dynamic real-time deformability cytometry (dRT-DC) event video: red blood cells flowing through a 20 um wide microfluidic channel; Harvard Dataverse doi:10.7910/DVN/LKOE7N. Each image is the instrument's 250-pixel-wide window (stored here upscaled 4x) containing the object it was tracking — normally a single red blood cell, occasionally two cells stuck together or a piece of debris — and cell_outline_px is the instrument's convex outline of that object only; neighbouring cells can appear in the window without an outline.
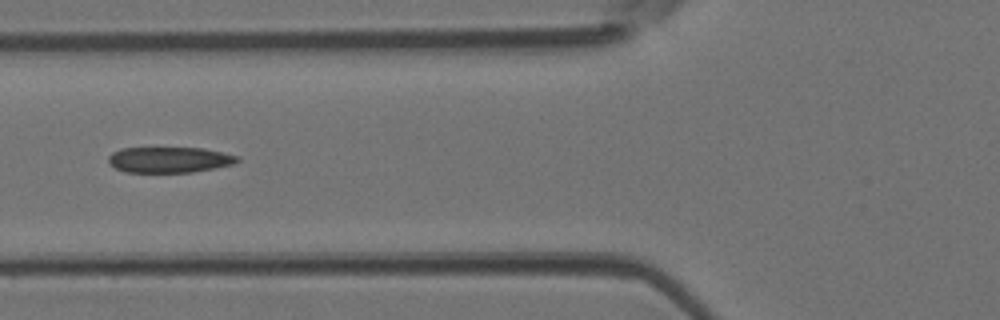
{"species": "Egyptian fruit bat (a non-hibernating species)", "species_latin": "Rousettus aegyptiacus", "temperature_condition": "room temperature", "stored_images_in_passage": 45, "camera_frame_rate_fps": 3000, "um_per_image_px": 0.085, "animal": {"sex": "female"}, "frame": {"image": 1, "passage_image": 17, "time_ms": 5.333, "image_size_px": [1000, 320], "cell_outline_px": [[240, 160], [232, 164], [192, 172], [124, 172], [108, 164], [108, 156], [112, 152], [120, 148], [204, 148], [240, 156]], "centroid_in_image_um": [14.36, 13.57], "position_along_channel_um": 111.4, "area_um2": 19.36}}
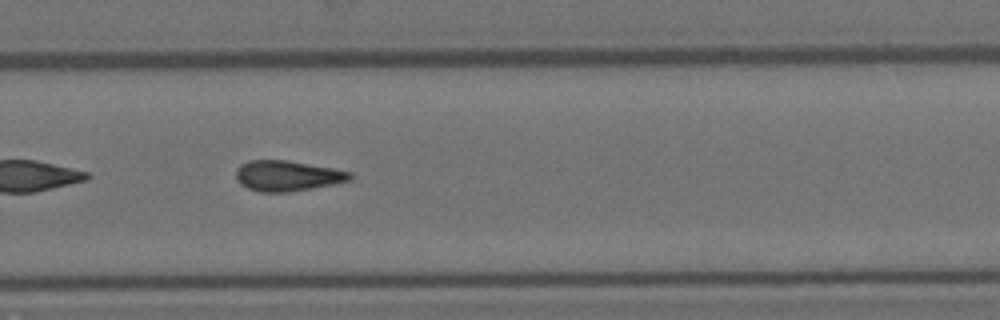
{"frame": {"image": 2, "passage_image": 30, "time_ms": 9.667, "image_size_px": [1000, 320], "cell_outline_px": [[352, 180], [312, 188], [288, 192], [260, 192], [248, 188], [240, 184], [236, 176], [236, 168], [240, 164], [248, 160], [288, 160], [332, 168], [352, 172]], "centroid_in_image_um": [24.41, 14.94], "position_along_channel_um": 305.4, "area_um2": 20.29}}
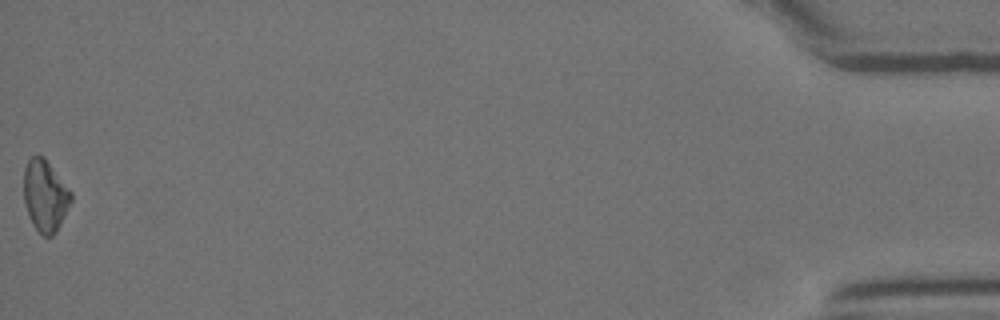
{"frame": {"image": 3, "passage_image": 45, "time_ms": 14.667, "image_size_px": [1000, 320], "cell_outline_px": [[72, 200], [56, 232], [52, 236], [44, 236], [32, 224], [24, 200], [24, 168], [28, 160], [36, 152], [44, 156], [72, 192]], "centroid_in_image_um": [3.84, 16.58], "position_along_channel_um": 431.4, "area_um2": 19.71}}